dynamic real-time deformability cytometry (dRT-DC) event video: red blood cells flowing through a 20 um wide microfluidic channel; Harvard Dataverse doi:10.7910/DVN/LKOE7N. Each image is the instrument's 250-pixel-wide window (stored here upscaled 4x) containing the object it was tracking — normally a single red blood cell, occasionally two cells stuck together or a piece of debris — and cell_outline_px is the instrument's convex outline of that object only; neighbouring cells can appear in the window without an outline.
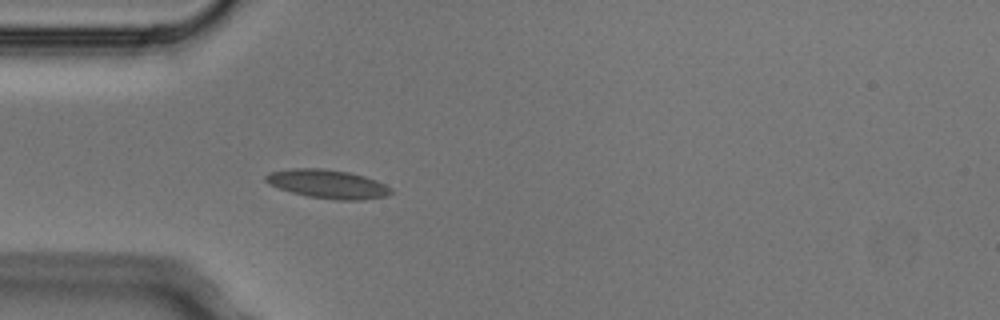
{"species": "Egyptian fruit bat (a non-hibernating species)", "species_latin": "Rousettus aegyptiacus", "temperature_condition": "cold", "stored_images_in_passage": 5, "camera_frame_rate_fps": 3000, "um_per_image_px": 0.085, "animal": {"sex": "male"}, "frame": {"image": 1, "passage_image": 5, "time_ms": 1.333, "image_size_px": [1000, 320], "cell_outline_px": [[392, 192], [388, 196], [360, 200], [336, 200], [308, 196], [292, 192], [268, 184], [264, 180], [264, 176], [268, 172], [292, 168], [320, 168], [348, 172], [364, 176], [376, 180], [392, 188]], "centroid_in_image_um": [27.84, 15.64], "position_along_channel_um": 57.2, "area_um2": 20.98}}